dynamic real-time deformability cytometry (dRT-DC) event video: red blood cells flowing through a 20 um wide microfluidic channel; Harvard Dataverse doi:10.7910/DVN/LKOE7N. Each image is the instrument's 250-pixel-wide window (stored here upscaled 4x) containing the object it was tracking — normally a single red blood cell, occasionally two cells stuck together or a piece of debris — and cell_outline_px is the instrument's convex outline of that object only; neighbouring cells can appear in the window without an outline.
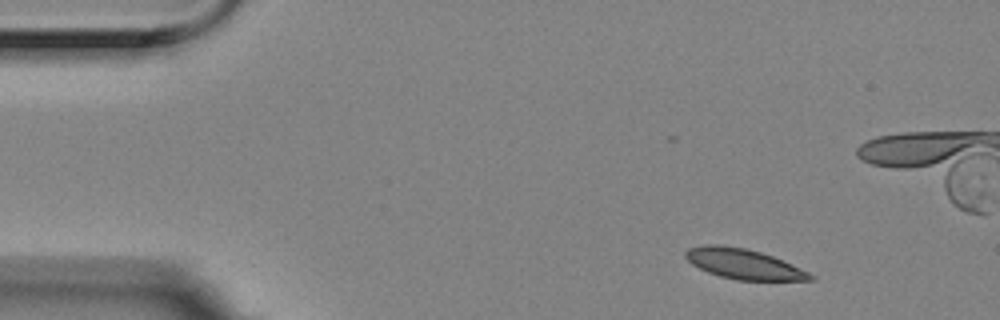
{"species": "Egyptian fruit bat (a non-hibernating species)", "species_latin": "Rousettus aegyptiacus", "temperature_condition": "room temperature", "stored_images_in_passage": 6, "segment_of_instrument_passage": [1, 2], "camera_frame_rate_fps": 3000, "um_per_image_px": 0.085, "animal": {"sex": "female"}, "frame": {"image": 1, "passage_image": 1, "time_ms": 0.0, "image_size_px": [1000, 320], "cell_outline_px": [[816, 280], [736, 280], [720, 276], [708, 272], [692, 264], [684, 256], [684, 252], [688, 248], [704, 244], [720, 244], [744, 248], [760, 252], [772, 256], [792, 264], [816, 276]], "centroid_in_image_um": [63.19, 22.43], "position_along_channel_um": 21.8, "area_um2": 21.91}}
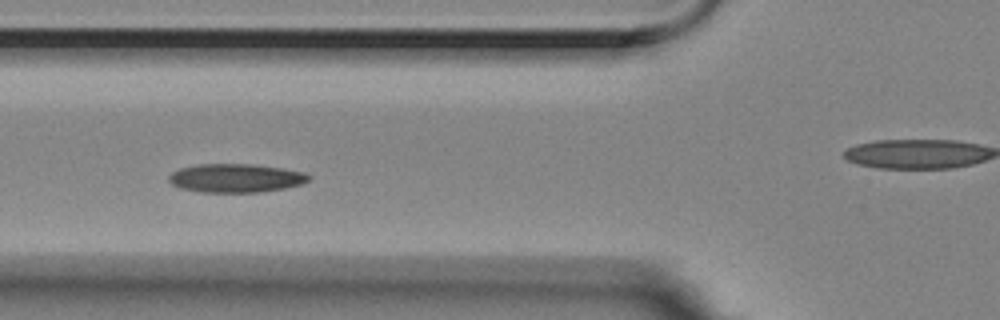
{"frame": {"image": 2, "passage_image": 4, "time_ms": 1.0, "image_size_px": [1000, 320], "cell_outline_px": [[312, 176], [308, 180], [300, 184], [284, 188], [260, 192], [200, 192], [180, 188], [172, 184], [168, 180], [168, 176], [172, 172], [180, 168], [196, 164], [252, 164], [280, 168], [304, 172]], "centroid_in_image_um": [20.0, 15.13], "position_along_channel_um": 105.8, "area_um2": 23.29}}
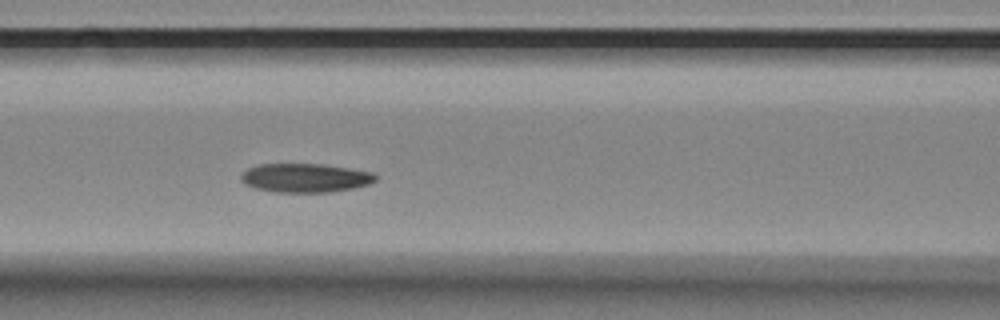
{"frame": {"image": 3, "passage_image": 5, "time_ms": 1.333, "image_size_px": [1000, 320], "cell_outline_px": [[376, 180], [368, 184], [352, 188], [328, 192], [276, 192], [256, 188], [244, 184], [240, 180], [240, 176], [248, 168], [260, 164], [320, 164], [348, 168], [372, 172], [376, 176]], "centroid_in_image_um": [25.91, 15.12], "position_along_channel_um": 140.7, "area_um2": 22.43}}